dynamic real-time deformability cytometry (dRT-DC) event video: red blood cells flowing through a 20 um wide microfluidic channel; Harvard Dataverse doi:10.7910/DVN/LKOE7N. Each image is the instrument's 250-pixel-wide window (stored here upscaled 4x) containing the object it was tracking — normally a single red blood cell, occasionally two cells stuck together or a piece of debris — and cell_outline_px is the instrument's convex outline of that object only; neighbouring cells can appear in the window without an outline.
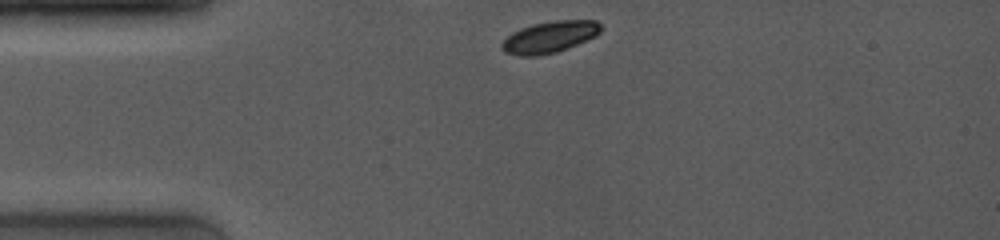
{"species": "common noctule bat (a hibernating species)", "species_latin": "Nyctalus noctula", "temperature_condition": "room temperature", "stored_images_in_passage": 7, "camera_frame_rate_fps": 4000, "um_per_image_px": 0.085, "animal": {"sex": "female", "body_mass_g": 19.0, "forearm_length_mm": 53.3}, "frame": {"image": 1, "passage_image": 1, "time_ms": 0.0, "image_size_px": [1000, 240], "cell_outline_px": [[604, 28], [596, 36], [588, 40], [568, 48], [556, 52], [536, 56], [520, 56], [504, 52], [500, 48], [500, 44], [512, 32], [520, 28], [532, 24], [556, 20], [596, 20]], "centroid_in_image_um": [46.73, 3.14], "position_along_channel_um": 38.3, "area_um2": 18.44}}